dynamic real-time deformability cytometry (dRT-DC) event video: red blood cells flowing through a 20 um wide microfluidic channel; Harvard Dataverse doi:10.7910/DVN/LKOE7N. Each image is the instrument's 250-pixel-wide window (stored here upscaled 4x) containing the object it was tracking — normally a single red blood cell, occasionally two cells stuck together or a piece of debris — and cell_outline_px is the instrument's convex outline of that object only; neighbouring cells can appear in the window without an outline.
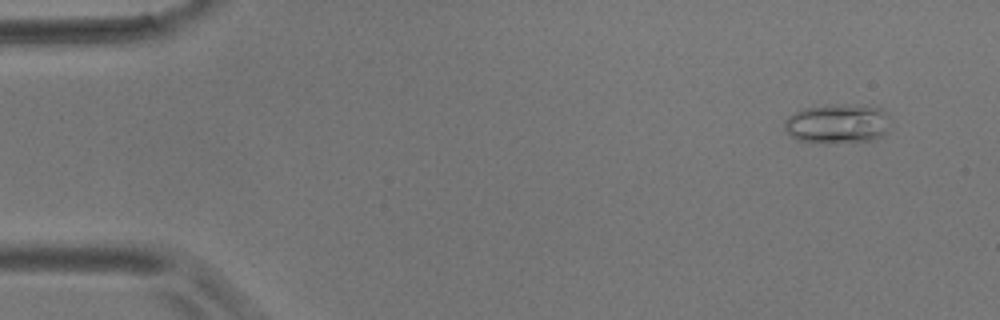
{"species": "common noctule bat (a hibernating species)", "species_latin": "Nyctalus noctula", "temperature_condition": "room temperature", "stored_images_in_passage": 9, "camera_frame_rate_fps": 3000, "um_per_image_px": 0.085, "animal": {"sex": "male", "body_mass_g": 17.9}, "frame": {"image": 1, "passage_image": 1, "time_ms": 0.0, "image_size_px": [1000, 320], "cell_outline_px": [[888, 128], [880, 136], [872, 140], [824, 144], [796, 140], [784, 128], [784, 120], [788, 116], [804, 108], [856, 104], [868, 104], [880, 108], [888, 116]], "centroid_in_image_um": [71.17, 10.53], "position_along_channel_um": 13.8, "area_um2": 24.33}}
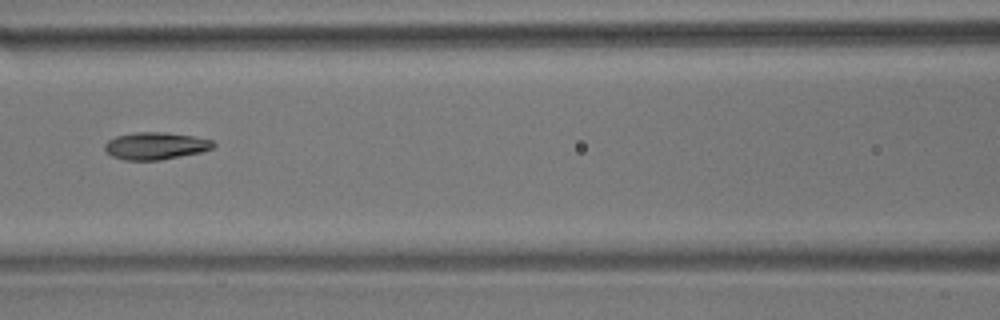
{"frame": {"image": 2, "passage_image": 7, "time_ms": 7.0, "image_size_px": [1000, 320], "cell_outline_px": [[216, 144], [212, 148], [200, 152], [160, 160], [124, 160], [112, 156], [104, 148], [104, 144], [108, 140], [116, 136], [136, 132], [164, 132], [192, 136], [212, 140]], "centroid_in_image_um": [13.2, 12.39], "position_along_channel_um": 153.4, "area_um2": 17.11}}
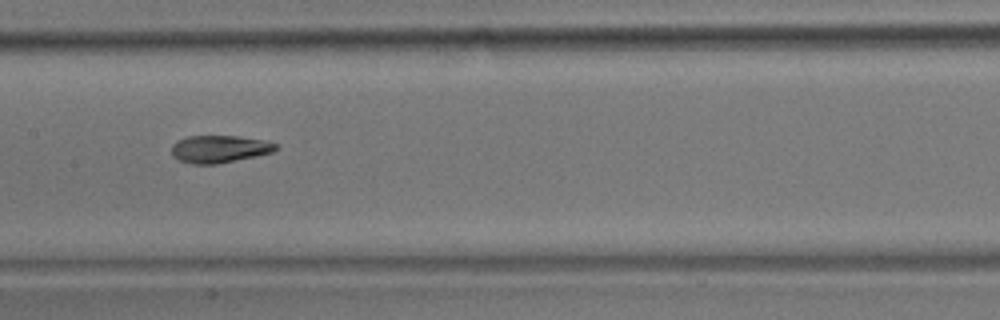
{"frame": {"image": 3, "passage_image": 8, "time_ms": 8.0, "image_size_px": [1000, 320], "cell_outline_px": [[280, 148], [272, 152], [256, 156], [216, 164], [192, 164], [180, 160], [172, 156], [172, 144], [176, 140], [188, 136], [236, 136], [264, 140], [276, 144]], "centroid_in_image_um": [18.64, 12.66], "position_along_channel_um": 188.8, "area_um2": 16.65}}